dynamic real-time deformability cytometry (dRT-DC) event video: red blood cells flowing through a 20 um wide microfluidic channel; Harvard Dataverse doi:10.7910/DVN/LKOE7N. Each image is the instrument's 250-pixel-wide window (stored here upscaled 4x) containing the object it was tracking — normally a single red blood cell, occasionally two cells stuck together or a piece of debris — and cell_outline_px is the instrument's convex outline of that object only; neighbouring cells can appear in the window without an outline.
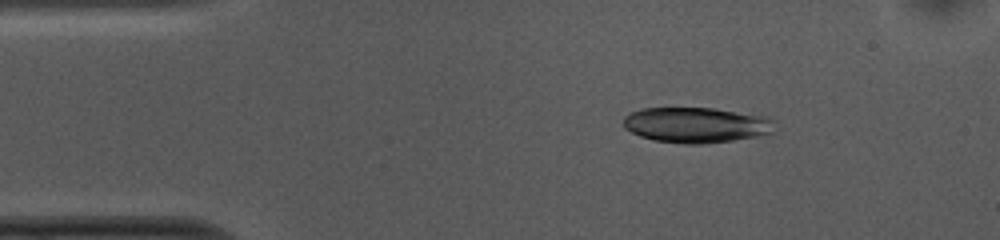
{"species": "common noctule bat (a hibernating species)", "species_latin": "Nyctalus noctula", "temperature_condition": "cold", "stored_images_in_passage": 46, "camera_frame_rate_fps": 3000, "um_per_image_px": 0.085, "animal": {"sex": "female", "body_mass_g": 10.0, "forearm_length_mm": 53.1}, "frame": {"image": 1, "passage_image": 2, "time_ms": 0.333, "image_size_px": [1000, 240], "cell_outline_px": [[772, 132], [756, 136], [732, 140], [704, 144], [684, 144], [656, 140], [640, 136], [624, 128], [624, 116], [640, 108], [716, 108], [768, 116], [772, 120]], "centroid_in_image_um": [59.16, 10.61], "position_along_channel_um": 25.8, "area_um2": 31.15}}